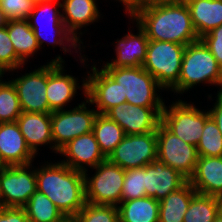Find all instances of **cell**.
Returning <instances> with one entry per match:
<instances>
[{
	"mask_svg": "<svg viewBox=\"0 0 222 222\" xmlns=\"http://www.w3.org/2000/svg\"><path fill=\"white\" fill-rule=\"evenodd\" d=\"M37 190L45 194L65 217H74L87 203L85 173L62 163L36 168Z\"/></svg>",
	"mask_w": 222,
	"mask_h": 222,
	"instance_id": "cell-1",
	"label": "cell"
},
{
	"mask_svg": "<svg viewBox=\"0 0 222 222\" xmlns=\"http://www.w3.org/2000/svg\"><path fill=\"white\" fill-rule=\"evenodd\" d=\"M130 19L136 21L149 40L169 41L182 45L199 40L185 2L147 6L138 10Z\"/></svg>",
	"mask_w": 222,
	"mask_h": 222,
	"instance_id": "cell-2",
	"label": "cell"
},
{
	"mask_svg": "<svg viewBox=\"0 0 222 222\" xmlns=\"http://www.w3.org/2000/svg\"><path fill=\"white\" fill-rule=\"evenodd\" d=\"M200 83L220 86L222 92V67L201 39L186 45L179 80L171 91L183 94Z\"/></svg>",
	"mask_w": 222,
	"mask_h": 222,
	"instance_id": "cell-3",
	"label": "cell"
},
{
	"mask_svg": "<svg viewBox=\"0 0 222 222\" xmlns=\"http://www.w3.org/2000/svg\"><path fill=\"white\" fill-rule=\"evenodd\" d=\"M118 82L123 98L131 105L164 107L159 90H165L156 79L141 67H103ZM159 94V95H158Z\"/></svg>",
	"mask_w": 222,
	"mask_h": 222,
	"instance_id": "cell-4",
	"label": "cell"
},
{
	"mask_svg": "<svg viewBox=\"0 0 222 222\" xmlns=\"http://www.w3.org/2000/svg\"><path fill=\"white\" fill-rule=\"evenodd\" d=\"M185 48L186 45L174 42L149 40L142 67L164 89L170 90L179 80Z\"/></svg>",
	"mask_w": 222,
	"mask_h": 222,
	"instance_id": "cell-5",
	"label": "cell"
},
{
	"mask_svg": "<svg viewBox=\"0 0 222 222\" xmlns=\"http://www.w3.org/2000/svg\"><path fill=\"white\" fill-rule=\"evenodd\" d=\"M60 8H62V4L60 0H50L47 2L35 4L27 20L29 22L31 29L34 31L39 48H41L44 41L46 42L48 41V44L52 43V45L62 46L64 53L69 52L70 48L73 47L74 50L76 49L75 53L77 52L78 54V51L81 50V43L77 41L73 37V35L67 30L62 20V13L59 12ZM42 20H43V23H41ZM41 24L42 25L46 24L45 26H43L44 28H46V26L47 28L51 27L49 28L51 29L50 32L52 33L54 32L55 34L53 36V34L50 33L52 34L51 36H53V37L50 36L51 39L48 40L49 37L45 38L42 32L44 30H42ZM55 36H59V38L56 39ZM77 47L79 49L78 51H77Z\"/></svg>",
	"mask_w": 222,
	"mask_h": 222,
	"instance_id": "cell-6",
	"label": "cell"
},
{
	"mask_svg": "<svg viewBox=\"0 0 222 222\" xmlns=\"http://www.w3.org/2000/svg\"><path fill=\"white\" fill-rule=\"evenodd\" d=\"M209 117V111H201L194 103L189 104L179 99L169 107L164 105L161 122L177 137L197 147Z\"/></svg>",
	"mask_w": 222,
	"mask_h": 222,
	"instance_id": "cell-7",
	"label": "cell"
},
{
	"mask_svg": "<svg viewBox=\"0 0 222 222\" xmlns=\"http://www.w3.org/2000/svg\"><path fill=\"white\" fill-rule=\"evenodd\" d=\"M94 169L96 170L91 178L87 172H84L86 202L94 205L118 206L121 203L125 170L107 159Z\"/></svg>",
	"mask_w": 222,
	"mask_h": 222,
	"instance_id": "cell-8",
	"label": "cell"
},
{
	"mask_svg": "<svg viewBox=\"0 0 222 222\" xmlns=\"http://www.w3.org/2000/svg\"><path fill=\"white\" fill-rule=\"evenodd\" d=\"M85 100L86 102L73 109L51 112V130L56 154L74 138L93 131L98 112L87 109L88 100Z\"/></svg>",
	"mask_w": 222,
	"mask_h": 222,
	"instance_id": "cell-9",
	"label": "cell"
},
{
	"mask_svg": "<svg viewBox=\"0 0 222 222\" xmlns=\"http://www.w3.org/2000/svg\"><path fill=\"white\" fill-rule=\"evenodd\" d=\"M157 160L180 172L188 180L199 158L197 147L173 134L162 122L157 127Z\"/></svg>",
	"mask_w": 222,
	"mask_h": 222,
	"instance_id": "cell-10",
	"label": "cell"
},
{
	"mask_svg": "<svg viewBox=\"0 0 222 222\" xmlns=\"http://www.w3.org/2000/svg\"><path fill=\"white\" fill-rule=\"evenodd\" d=\"M31 167L32 163L0 170V207H24L28 203L37 190L36 169Z\"/></svg>",
	"mask_w": 222,
	"mask_h": 222,
	"instance_id": "cell-11",
	"label": "cell"
},
{
	"mask_svg": "<svg viewBox=\"0 0 222 222\" xmlns=\"http://www.w3.org/2000/svg\"><path fill=\"white\" fill-rule=\"evenodd\" d=\"M106 159L124 170L150 164L157 160L156 132L126 135Z\"/></svg>",
	"mask_w": 222,
	"mask_h": 222,
	"instance_id": "cell-12",
	"label": "cell"
},
{
	"mask_svg": "<svg viewBox=\"0 0 222 222\" xmlns=\"http://www.w3.org/2000/svg\"><path fill=\"white\" fill-rule=\"evenodd\" d=\"M91 70L93 74L87 72L88 77L83 78L82 90L88 103L96 105L98 114H106L113 107L126 102L118 82L103 68L99 71L95 64Z\"/></svg>",
	"mask_w": 222,
	"mask_h": 222,
	"instance_id": "cell-13",
	"label": "cell"
},
{
	"mask_svg": "<svg viewBox=\"0 0 222 222\" xmlns=\"http://www.w3.org/2000/svg\"><path fill=\"white\" fill-rule=\"evenodd\" d=\"M164 107H143L128 102L110 109L106 115L117 122L126 135L156 132Z\"/></svg>",
	"mask_w": 222,
	"mask_h": 222,
	"instance_id": "cell-14",
	"label": "cell"
},
{
	"mask_svg": "<svg viewBox=\"0 0 222 222\" xmlns=\"http://www.w3.org/2000/svg\"><path fill=\"white\" fill-rule=\"evenodd\" d=\"M10 81L16 88L22 112H53L46 96L47 64Z\"/></svg>",
	"mask_w": 222,
	"mask_h": 222,
	"instance_id": "cell-15",
	"label": "cell"
},
{
	"mask_svg": "<svg viewBox=\"0 0 222 222\" xmlns=\"http://www.w3.org/2000/svg\"><path fill=\"white\" fill-rule=\"evenodd\" d=\"M64 61L60 55L47 62V88L46 96L49 108L52 111L64 110V106L69 103L77 89H81L76 77L65 75Z\"/></svg>",
	"mask_w": 222,
	"mask_h": 222,
	"instance_id": "cell-16",
	"label": "cell"
},
{
	"mask_svg": "<svg viewBox=\"0 0 222 222\" xmlns=\"http://www.w3.org/2000/svg\"><path fill=\"white\" fill-rule=\"evenodd\" d=\"M59 154L66 157V160H61L62 163L82 172L88 171L87 166L93 169L106 160L93 132L74 138L59 151Z\"/></svg>",
	"mask_w": 222,
	"mask_h": 222,
	"instance_id": "cell-17",
	"label": "cell"
},
{
	"mask_svg": "<svg viewBox=\"0 0 222 222\" xmlns=\"http://www.w3.org/2000/svg\"><path fill=\"white\" fill-rule=\"evenodd\" d=\"M189 180L180 172L159 160L145 165L146 196L162 200L171 192L185 185Z\"/></svg>",
	"mask_w": 222,
	"mask_h": 222,
	"instance_id": "cell-18",
	"label": "cell"
},
{
	"mask_svg": "<svg viewBox=\"0 0 222 222\" xmlns=\"http://www.w3.org/2000/svg\"><path fill=\"white\" fill-rule=\"evenodd\" d=\"M16 123L24 136L26 145L36 156L38 146L50 144L55 152L51 130V113L22 112ZM52 145V146H51Z\"/></svg>",
	"mask_w": 222,
	"mask_h": 222,
	"instance_id": "cell-19",
	"label": "cell"
},
{
	"mask_svg": "<svg viewBox=\"0 0 222 222\" xmlns=\"http://www.w3.org/2000/svg\"><path fill=\"white\" fill-rule=\"evenodd\" d=\"M0 156L7 165H26L36 157L26 145L16 122L0 123Z\"/></svg>",
	"mask_w": 222,
	"mask_h": 222,
	"instance_id": "cell-20",
	"label": "cell"
},
{
	"mask_svg": "<svg viewBox=\"0 0 222 222\" xmlns=\"http://www.w3.org/2000/svg\"><path fill=\"white\" fill-rule=\"evenodd\" d=\"M137 35L132 32L116 41V58L102 67H141L146 59L149 39L145 31L137 24Z\"/></svg>",
	"mask_w": 222,
	"mask_h": 222,
	"instance_id": "cell-21",
	"label": "cell"
},
{
	"mask_svg": "<svg viewBox=\"0 0 222 222\" xmlns=\"http://www.w3.org/2000/svg\"><path fill=\"white\" fill-rule=\"evenodd\" d=\"M189 182L197 193L222 199V156H199Z\"/></svg>",
	"mask_w": 222,
	"mask_h": 222,
	"instance_id": "cell-22",
	"label": "cell"
},
{
	"mask_svg": "<svg viewBox=\"0 0 222 222\" xmlns=\"http://www.w3.org/2000/svg\"><path fill=\"white\" fill-rule=\"evenodd\" d=\"M61 4L63 23L73 37L83 45L80 40V34L83 32L78 33V30L101 18L96 0H62Z\"/></svg>",
	"mask_w": 222,
	"mask_h": 222,
	"instance_id": "cell-23",
	"label": "cell"
},
{
	"mask_svg": "<svg viewBox=\"0 0 222 222\" xmlns=\"http://www.w3.org/2000/svg\"><path fill=\"white\" fill-rule=\"evenodd\" d=\"M185 3L199 39L222 25V0H187Z\"/></svg>",
	"mask_w": 222,
	"mask_h": 222,
	"instance_id": "cell-24",
	"label": "cell"
},
{
	"mask_svg": "<svg viewBox=\"0 0 222 222\" xmlns=\"http://www.w3.org/2000/svg\"><path fill=\"white\" fill-rule=\"evenodd\" d=\"M196 193V190L188 181L181 188L160 200L158 222H183L190 201Z\"/></svg>",
	"mask_w": 222,
	"mask_h": 222,
	"instance_id": "cell-25",
	"label": "cell"
},
{
	"mask_svg": "<svg viewBox=\"0 0 222 222\" xmlns=\"http://www.w3.org/2000/svg\"><path fill=\"white\" fill-rule=\"evenodd\" d=\"M6 28L16 55L24 62L40 50L27 19L7 21ZM26 61V62H25Z\"/></svg>",
	"mask_w": 222,
	"mask_h": 222,
	"instance_id": "cell-26",
	"label": "cell"
},
{
	"mask_svg": "<svg viewBox=\"0 0 222 222\" xmlns=\"http://www.w3.org/2000/svg\"><path fill=\"white\" fill-rule=\"evenodd\" d=\"M117 207L119 222H158L159 219V201L152 197L121 201Z\"/></svg>",
	"mask_w": 222,
	"mask_h": 222,
	"instance_id": "cell-27",
	"label": "cell"
},
{
	"mask_svg": "<svg viewBox=\"0 0 222 222\" xmlns=\"http://www.w3.org/2000/svg\"><path fill=\"white\" fill-rule=\"evenodd\" d=\"M92 132L98 142L100 151L106 158L126 136L121 126L106 114L96 116Z\"/></svg>",
	"mask_w": 222,
	"mask_h": 222,
	"instance_id": "cell-28",
	"label": "cell"
},
{
	"mask_svg": "<svg viewBox=\"0 0 222 222\" xmlns=\"http://www.w3.org/2000/svg\"><path fill=\"white\" fill-rule=\"evenodd\" d=\"M222 211V199L196 193L183 217V222H214Z\"/></svg>",
	"mask_w": 222,
	"mask_h": 222,
	"instance_id": "cell-29",
	"label": "cell"
},
{
	"mask_svg": "<svg viewBox=\"0 0 222 222\" xmlns=\"http://www.w3.org/2000/svg\"><path fill=\"white\" fill-rule=\"evenodd\" d=\"M30 222H62L66 217L42 192H36L23 207Z\"/></svg>",
	"mask_w": 222,
	"mask_h": 222,
	"instance_id": "cell-30",
	"label": "cell"
},
{
	"mask_svg": "<svg viewBox=\"0 0 222 222\" xmlns=\"http://www.w3.org/2000/svg\"><path fill=\"white\" fill-rule=\"evenodd\" d=\"M0 76V123L16 122L22 113L17 91L13 83Z\"/></svg>",
	"mask_w": 222,
	"mask_h": 222,
	"instance_id": "cell-31",
	"label": "cell"
},
{
	"mask_svg": "<svg viewBox=\"0 0 222 222\" xmlns=\"http://www.w3.org/2000/svg\"><path fill=\"white\" fill-rule=\"evenodd\" d=\"M197 151L199 156H222V134L211 116L205 122Z\"/></svg>",
	"mask_w": 222,
	"mask_h": 222,
	"instance_id": "cell-32",
	"label": "cell"
},
{
	"mask_svg": "<svg viewBox=\"0 0 222 222\" xmlns=\"http://www.w3.org/2000/svg\"><path fill=\"white\" fill-rule=\"evenodd\" d=\"M73 218L76 222H119V211L113 205L86 203Z\"/></svg>",
	"mask_w": 222,
	"mask_h": 222,
	"instance_id": "cell-33",
	"label": "cell"
},
{
	"mask_svg": "<svg viewBox=\"0 0 222 222\" xmlns=\"http://www.w3.org/2000/svg\"><path fill=\"white\" fill-rule=\"evenodd\" d=\"M145 166L125 170L121 201L142 198L145 191Z\"/></svg>",
	"mask_w": 222,
	"mask_h": 222,
	"instance_id": "cell-34",
	"label": "cell"
},
{
	"mask_svg": "<svg viewBox=\"0 0 222 222\" xmlns=\"http://www.w3.org/2000/svg\"><path fill=\"white\" fill-rule=\"evenodd\" d=\"M24 62L16 55L14 46L10 41L6 26L0 28V74L14 71L24 67ZM20 67V68H19Z\"/></svg>",
	"mask_w": 222,
	"mask_h": 222,
	"instance_id": "cell-35",
	"label": "cell"
},
{
	"mask_svg": "<svg viewBox=\"0 0 222 222\" xmlns=\"http://www.w3.org/2000/svg\"><path fill=\"white\" fill-rule=\"evenodd\" d=\"M33 8L31 0H0V10L7 21L27 19Z\"/></svg>",
	"mask_w": 222,
	"mask_h": 222,
	"instance_id": "cell-36",
	"label": "cell"
},
{
	"mask_svg": "<svg viewBox=\"0 0 222 222\" xmlns=\"http://www.w3.org/2000/svg\"><path fill=\"white\" fill-rule=\"evenodd\" d=\"M222 67V25L200 38Z\"/></svg>",
	"mask_w": 222,
	"mask_h": 222,
	"instance_id": "cell-37",
	"label": "cell"
},
{
	"mask_svg": "<svg viewBox=\"0 0 222 222\" xmlns=\"http://www.w3.org/2000/svg\"><path fill=\"white\" fill-rule=\"evenodd\" d=\"M0 222H30L23 207H0Z\"/></svg>",
	"mask_w": 222,
	"mask_h": 222,
	"instance_id": "cell-38",
	"label": "cell"
},
{
	"mask_svg": "<svg viewBox=\"0 0 222 222\" xmlns=\"http://www.w3.org/2000/svg\"><path fill=\"white\" fill-rule=\"evenodd\" d=\"M209 112L222 134V92H217L216 102Z\"/></svg>",
	"mask_w": 222,
	"mask_h": 222,
	"instance_id": "cell-39",
	"label": "cell"
},
{
	"mask_svg": "<svg viewBox=\"0 0 222 222\" xmlns=\"http://www.w3.org/2000/svg\"><path fill=\"white\" fill-rule=\"evenodd\" d=\"M123 3L126 14L132 17L138 10L145 7V0H118Z\"/></svg>",
	"mask_w": 222,
	"mask_h": 222,
	"instance_id": "cell-40",
	"label": "cell"
},
{
	"mask_svg": "<svg viewBox=\"0 0 222 222\" xmlns=\"http://www.w3.org/2000/svg\"><path fill=\"white\" fill-rule=\"evenodd\" d=\"M182 2L183 0H145V7L167 5V4H177V3H182Z\"/></svg>",
	"mask_w": 222,
	"mask_h": 222,
	"instance_id": "cell-41",
	"label": "cell"
},
{
	"mask_svg": "<svg viewBox=\"0 0 222 222\" xmlns=\"http://www.w3.org/2000/svg\"><path fill=\"white\" fill-rule=\"evenodd\" d=\"M7 23L4 13L0 10V28L4 27Z\"/></svg>",
	"mask_w": 222,
	"mask_h": 222,
	"instance_id": "cell-42",
	"label": "cell"
},
{
	"mask_svg": "<svg viewBox=\"0 0 222 222\" xmlns=\"http://www.w3.org/2000/svg\"><path fill=\"white\" fill-rule=\"evenodd\" d=\"M62 222H76L73 217H66Z\"/></svg>",
	"mask_w": 222,
	"mask_h": 222,
	"instance_id": "cell-43",
	"label": "cell"
},
{
	"mask_svg": "<svg viewBox=\"0 0 222 222\" xmlns=\"http://www.w3.org/2000/svg\"><path fill=\"white\" fill-rule=\"evenodd\" d=\"M31 1H32V3L35 5V4L47 2V1H50V0H31Z\"/></svg>",
	"mask_w": 222,
	"mask_h": 222,
	"instance_id": "cell-44",
	"label": "cell"
},
{
	"mask_svg": "<svg viewBox=\"0 0 222 222\" xmlns=\"http://www.w3.org/2000/svg\"><path fill=\"white\" fill-rule=\"evenodd\" d=\"M214 222H222V211L220 212V214L216 217Z\"/></svg>",
	"mask_w": 222,
	"mask_h": 222,
	"instance_id": "cell-45",
	"label": "cell"
},
{
	"mask_svg": "<svg viewBox=\"0 0 222 222\" xmlns=\"http://www.w3.org/2000/svg\"><path fill=\"white\" fill-rule=\"evenodd\" d=\"M5 166H7L1 159V156H0V170L3 169Z\"/></svg>",
	"mask_w": 222,
	"mask_h": 222,
	"instance_id": "cell-46",
	"label": "cell"
}]
</instances>
